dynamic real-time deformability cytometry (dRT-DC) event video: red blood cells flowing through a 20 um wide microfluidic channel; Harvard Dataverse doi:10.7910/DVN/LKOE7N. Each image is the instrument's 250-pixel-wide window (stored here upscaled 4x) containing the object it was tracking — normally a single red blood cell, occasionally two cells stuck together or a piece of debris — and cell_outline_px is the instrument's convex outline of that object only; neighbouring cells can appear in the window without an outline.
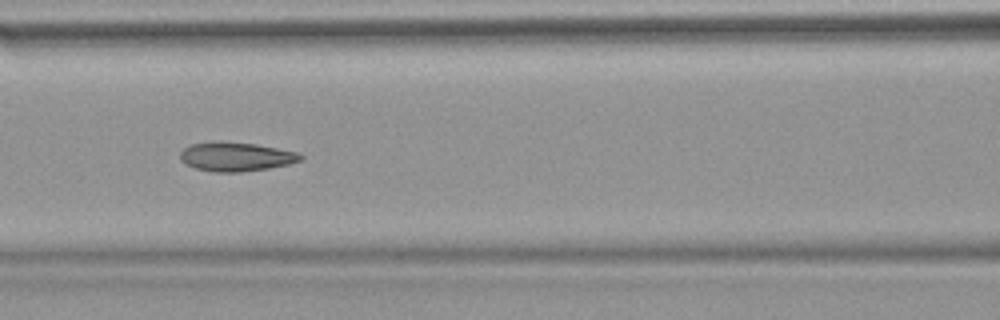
{"species": "common noctule bat (a hibernating species)", "species_latin": "Nyctalus noctula", "temperature_condition": "warm", "stored_images_in_passage": 53, "camera_frame_rate_fps": 3000, "um_per_image_px": 0.085, "animal": {"sex": "female", "body_mass_g": 18.4}, "frame": {"image": 1, "passage_image": 23, "time_ms": 7.333, "image_size_px": [1000, 320], "cell_outline_px": [[304, 156], [300, 160], [288, 164], [268, 168], [240, 172], [212, 172], [196, 168], [180, 160], [180, 152], [188, 144], [212, 140], [220, 140], [256, 144], [300, 152]], "centroid_in_image_um": [20.03, 13.29], "position_along_channel_um": 146.6, "area_um2": 20.69}, "authors_computed_cell_mechanics": {"area_um2": 21.3282, "velocity_mm_per_s": 3.8193, "shape_relaxation_time_tau1_ms": 7.4898, "shape_relaxation_time_tau2_ms": 1.4728, "deformation_change_tau1": 0.1834, "deformation_change_tau2": 0.0637}}